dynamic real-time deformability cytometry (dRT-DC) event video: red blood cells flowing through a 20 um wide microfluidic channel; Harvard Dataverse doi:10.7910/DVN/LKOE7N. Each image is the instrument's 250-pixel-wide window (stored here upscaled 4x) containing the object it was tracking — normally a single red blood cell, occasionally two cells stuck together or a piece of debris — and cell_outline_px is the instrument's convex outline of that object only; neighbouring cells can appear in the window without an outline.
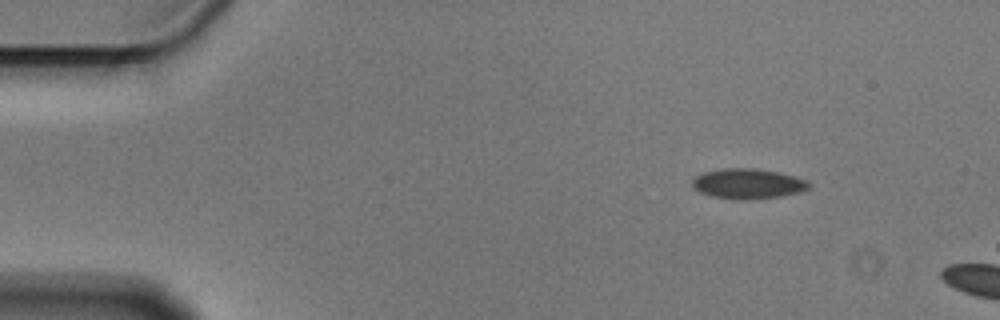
{"species": "Egyptian fruit bat (a non-hibernating species)", "species_latin": "Rousettus aegyptiacus", "temperature_condition": "cold", "stored_images_in_passage": 3, "camera_frame_rate_fps": 3000, "um_per_image_px": 0.085, "animal": {"sex": "male"}, "frame": {"image": 1, "passage_image": 1, "time_ms": 0.0, "image_size_px": [1000, 320], "cell_outline_px": [[812, 184], [808, 188], [800, 192], [780, 196], [744, 200], [736, 200], [712, 196], [700, 192], [692, 188], [692, 180], [700, 172], [720, 168], [756, 168], [796, 176], [808, 180]], "centroid_in_image_um": [63.55, 15.6], "position_along_channel_um": 21.5, "area_um2": 20.75}}